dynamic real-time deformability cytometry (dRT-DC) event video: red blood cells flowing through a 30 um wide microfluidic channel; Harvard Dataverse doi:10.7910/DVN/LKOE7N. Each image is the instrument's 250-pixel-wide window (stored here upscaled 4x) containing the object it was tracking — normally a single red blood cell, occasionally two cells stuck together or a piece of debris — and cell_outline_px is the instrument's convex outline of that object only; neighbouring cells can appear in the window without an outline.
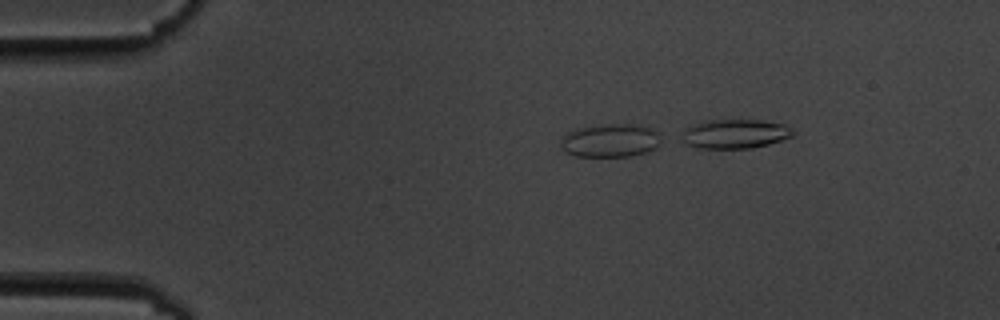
{"species": "common noctule bat (a hibernating species)", "species_latin": "Nyctalus noctula", "temperature_condition": "cold", "stored_images_in_passage": 5, "camera_frame_rate_fps": 3000, "um_per_image_px": 0.085, "animal": {"sex": "male", "body_mass_g": 19.5, "forearm_length_mm": 54.6}, "frame": {"image": 1, "passage_image": 3, "time_ms": 2.333, "image_size_px": [1000, 320], "cell_outline_px": [[660, 140], [652, 148], [644, 152], [628, 156], [576, 156], [564, 152], [560, 144], [560, 140], [568, 132], [600, 124], [640, 124], [660, 132]], "centroid_in_image_um": [51.86, 11.93], "position_along_channel_um": 33.1, "area_um2": 19.25}}